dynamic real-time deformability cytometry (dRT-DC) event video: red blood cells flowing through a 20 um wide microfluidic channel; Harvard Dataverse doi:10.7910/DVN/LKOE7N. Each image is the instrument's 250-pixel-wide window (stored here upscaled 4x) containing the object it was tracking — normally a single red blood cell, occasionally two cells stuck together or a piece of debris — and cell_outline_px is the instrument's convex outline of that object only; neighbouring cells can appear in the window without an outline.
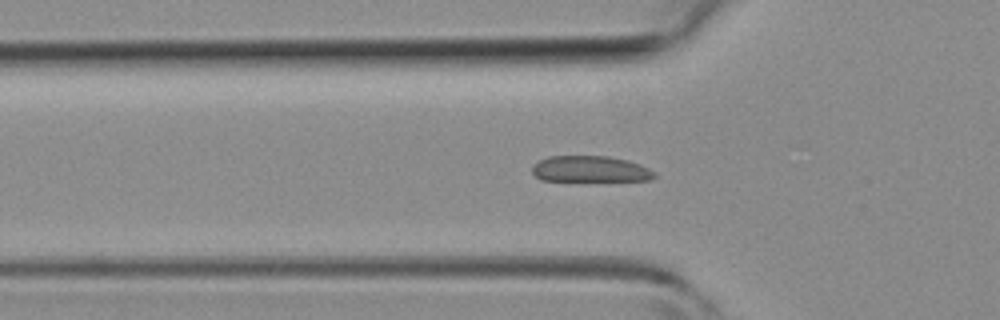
{"species": "common noctule bat (a hibernating species)", "species_latin": "Nyctalus noctula", "temperature_condition": "room temperature", "stored_images_in_passage": 25, "camera_frame_rate_fps": 3000, "um_per_image_px": 0.085, "animal": {"sex": "female", "body_mass_g": 19.3, "forearm_length_mm": 54.1}, "frame": {"image": 1, "passage_image": 5, "time_ms": 1.333, "image_size_px": [1000, 320], "cell_outline_px": [[656, 176], [652, 180], [540, 180], [532, 172], [532, 164], [548, 156], [608, 156], [628, 160], [640, 164], [656, 172]], "centroid_in_image_um": [50.17, 14.36], "position_along_channel_um": 75.6, "area_um2": 18.55}}
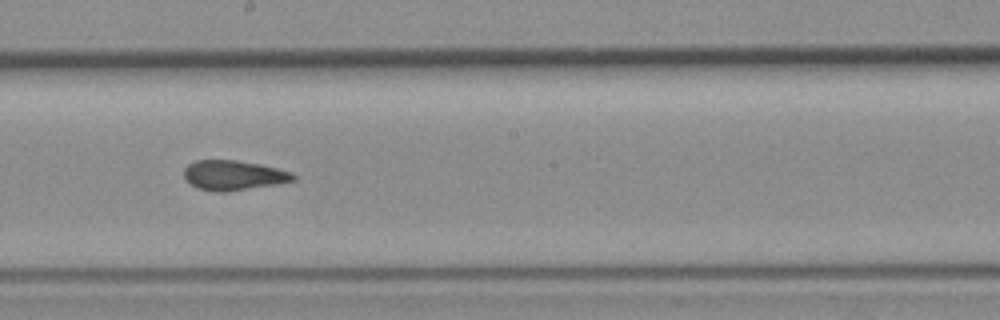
{"frame": {"image": 2, "passage_image": 15, "time_ms": 4.667, "image_size_px": [1000, 320], "cell_outline_px": [[296, 180], [276, 184], [224, 192], [216, 192], [196, 188], [184, 180], [184, 168], [188, 164], [196, 160], [236, 160], [260, 164], [292, 172], [296, 176]], "centroid_in_image_um": [19.81, 14.9], "position_along_channel_um": 228.4, "area_um2": 19.07}}
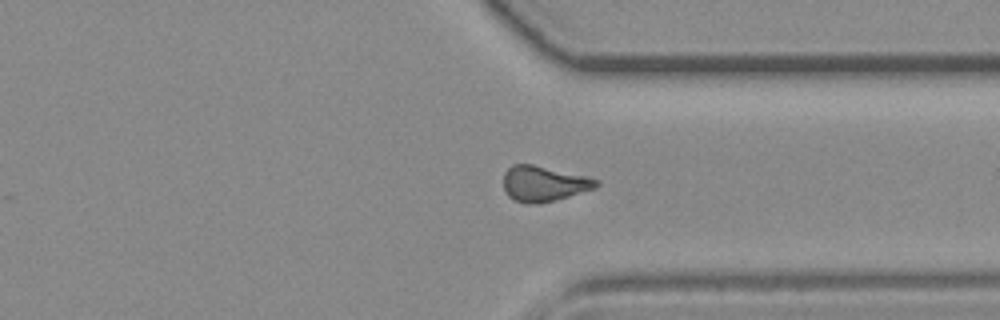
{"frame": {"image": 3, "passage_image": 24, "time_ms": 7.667, "image_size_px": [1000, 320], "cell_outline_px": [[600, 184], [596, 188], [568, 196], [552, 200], [532, 204], [528, 204], [516, 200], [508, 196], [504, 188], [504, 172], [512, 164], [532, 164], [588, 176], [600, 180]], "centroid_in_image_um": [46.24, 15.59], "position_along_channel_um": 365.2, "area_um2": 19.07}}